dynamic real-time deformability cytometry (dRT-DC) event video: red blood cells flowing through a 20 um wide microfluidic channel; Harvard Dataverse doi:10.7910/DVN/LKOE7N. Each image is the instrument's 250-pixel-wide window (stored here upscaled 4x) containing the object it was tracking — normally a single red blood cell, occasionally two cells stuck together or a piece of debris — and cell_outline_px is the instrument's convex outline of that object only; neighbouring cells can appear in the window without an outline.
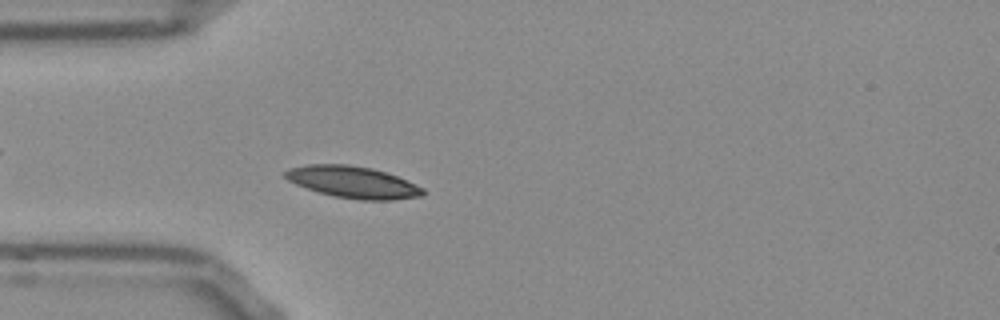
{"species": "Egyptian fruit bat (a non-hibernating species)", "species_latin": "Rousettus aegyptiacus", "temperature_condition": "room temperature", "stored_images_in_passage": 51, "camera_frame_rate_fps": 3000, "um_per_image_px": 0.085, "frame": {"image": 1, "passage_image": 13, "time_ms": 4.0, "image_size_px": [1000, 320], "cell_outline_px": [[424, 196], [392, 200], [360, 200], [332, 196], [316, 192], [296, 184], [288, 180], [284, 176], [284, 172], [288, 168], [308, 164], [348, 164], [372, 168], [388, 172], [424, 188]], "centroid_in_image_um": [29.99, 15.48], "position_along_channel_um": 55.0, "area_um2": 25.78}}
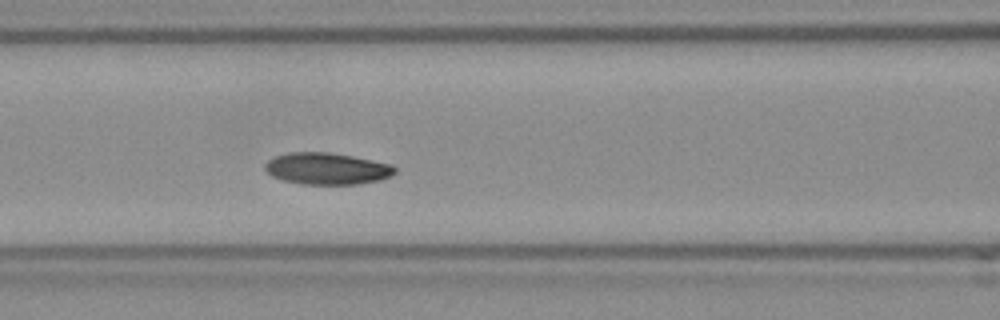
{"frame": {"image": 2, "passage_image": 20, "time_ms": 6.333, "image_size_px": [1000, 320], "cell_outline_px": [[396, 172], [380, 180], [356, 184], [300, 184], [284, 180], [272, 176], [264, 168], [264, 164], [268, 160], [276, 156], [288, 152], [328, 152], [352, 156], [392, 164], [396, 168]], "centroid_in_image_um": [27.77, 14.33], "position_along_channel_um": 138.8, "area_um2": 23.93}}
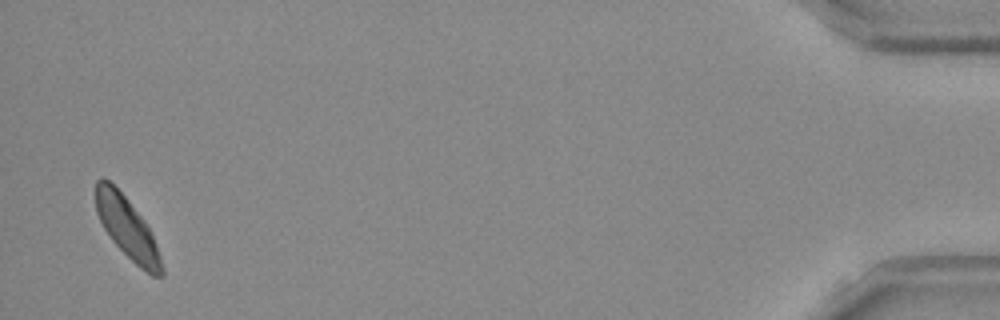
{"frame": {"image": 3, "passage_image": 50, "time_ms": 16.333, "image_size_px": [1000, 320], "cell_outline_px": [[164, 276], [152, 276], [140, 268], [112, 240], [104, 228], [96, 212], [96, 180], [100, 176], [108, 180], [128, 200], [144, 220], [152, 236], [160, 256], [164, 268]], "centroid_in_image_um": [10.81, 19.38], "position_along_channel_um": 424.4, "area_um2": 23.0}, "authors_computed_cell_mechanics": {"area_um2": 23.7558, "velocity_mm_per_s": 3.7665, "shape_relaxation_time_tau1_ms": 1.5609, "shape_relaxation_time_tau2_ms": null, "deformation_change_tau1": 0.0563, "deformation_change_tau2": null}}